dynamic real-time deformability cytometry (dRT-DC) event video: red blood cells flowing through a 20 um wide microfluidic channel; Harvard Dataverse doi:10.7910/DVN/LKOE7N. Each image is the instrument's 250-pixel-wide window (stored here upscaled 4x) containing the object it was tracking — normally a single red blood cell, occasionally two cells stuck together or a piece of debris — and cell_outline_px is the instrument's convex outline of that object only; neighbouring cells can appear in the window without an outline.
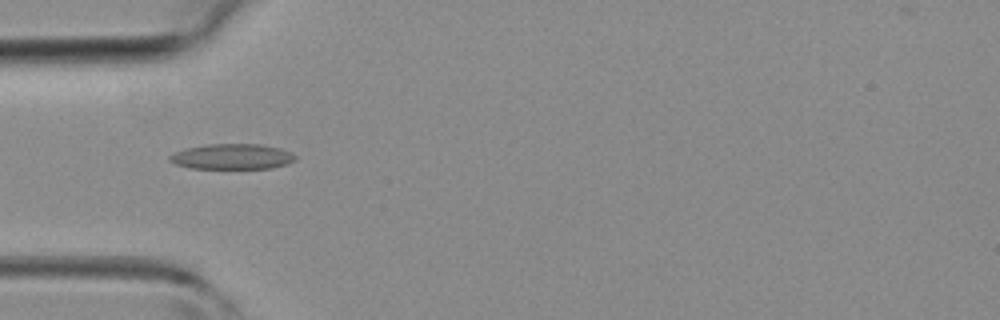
{"species": "common noctule bat (a hibernating species)", "species_latin": "Nyctalus noctula", "temperature_condition": "room temperature", "stored_images_in_passage": 44, "camera_frame_rate_fps": 3000, "um_per_image_px": 0.085, "animal": {"sex": "female", "body_mass_g": 19.3, "forearm_length_mm": 54.1}, "frame": {"image": 1, "passage_image": 14, "time_ms": 4.333, "image_size_px": [1000, 320], "cell_outline_px": [[296, 160], [288, 164], [268, 168], [192, 168], [176, 164], [168, 160], [168, 156], [172, 152], [184, 148], [208, 144], [260, 144], [280, 148], [292, 152], [296, 156]], "centroid_in_image_um": [19.72, 13.3], "position_along_channel_um": 65.3, "area_um2": 18.73}}
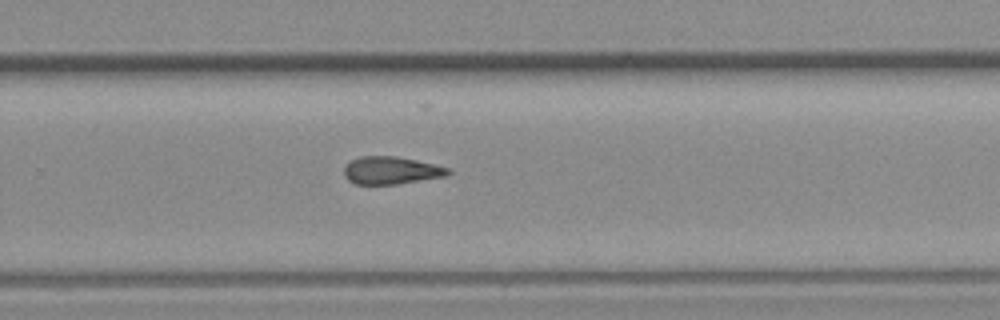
{"frame": {"image": 2, "passage_image": 29, "time_ms": 9.333, "image_size_px": [1000, 320], "cell_outline_px": [[452, 172], [444, 176], [396, 184], [356, 184], [348, 180], [344, 176], [344, 168], [352, 160], [360, 156], [392, 156], [416, 160], [448, 168]], "centroid_in_image_um": [33.21, 14.49], "position_along_channel_um": 296.6, "area_um2": 16.42}}
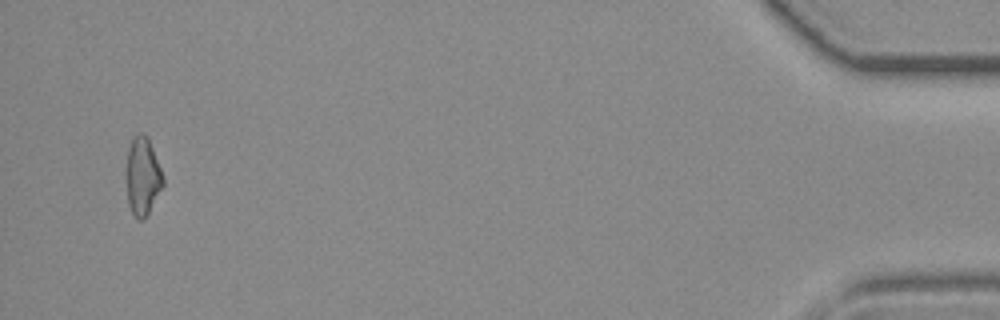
{"frame": {"image": 3, "passage_image": 43, "time_ms": 14.0, "image_size_px": [1000, 320], "cell_outline_px": [[164, 184], [144, 220], [136, 220], [128, 204], [124, 172], [128, 148], [132, 136], [140, 132], [144, 132], [148, 136], [164, 176]], "centroid_in_image_um": [12.09, 14.95], "position_along_channel_um": 423.1, "area_um2": 17.4}}